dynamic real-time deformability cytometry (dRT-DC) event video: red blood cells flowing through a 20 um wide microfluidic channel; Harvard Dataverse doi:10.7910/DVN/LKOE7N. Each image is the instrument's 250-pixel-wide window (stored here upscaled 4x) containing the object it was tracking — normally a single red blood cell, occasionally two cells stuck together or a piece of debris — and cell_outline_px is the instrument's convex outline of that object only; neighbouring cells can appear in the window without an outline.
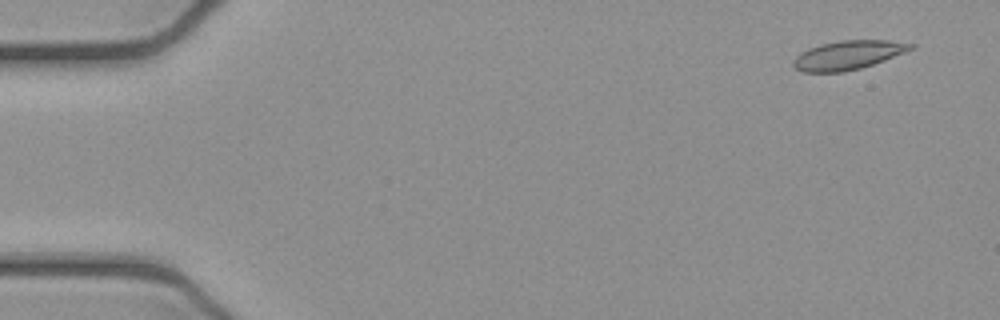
{"species": "common noctule bat (a hibernating species)", "species_latin": "Nyctalus noctula", "temperature_condition": "cold", "stored_images_in_passage": 52, "camera_frame_rate_fps": 3000, "um_per_image_px": 0.085, "animal": {"sex": "female", "body_mass_g": 21.9}, "frame": {"image": 1, "passage_image": 3, "time_ms": 0.667, "image_size_px": [1000, 320], "cell_outline_px": [[916, 48], [884, 60], [860, 68], [844, 72], [804, 72], [796, 68], [792, 64], [792, 60], [800, 52], [808, 48], [820, 44], [840, 40], [888, 40], [916, 44]], "centroid_in_image_um": [72.08, 4.67], "position_along_channel_um": 12.9, "area_um2": 19.88}}
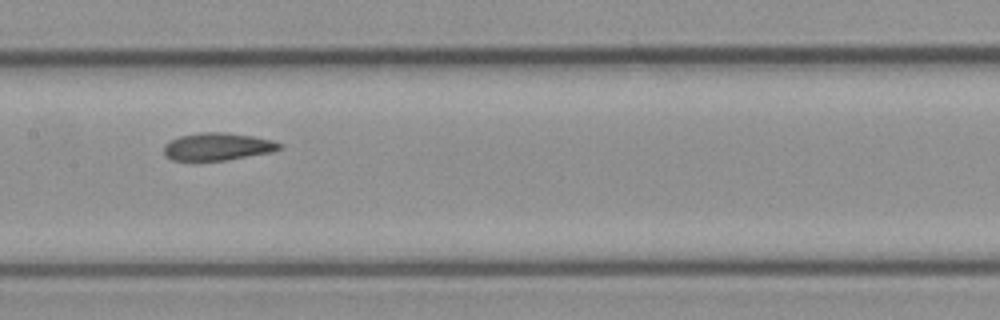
{"frame": {"image": 2, "passage_image": 26, "time_ms": 8.333, "image_size_px": [1000, 320], "cell_outline_px": [[284, 148], [272, 152], [228, 160], [192, 164], [172, 160], [164, 156], [164, 144], [168, 140], [180, 136], [200, 132], [224, 132], [252, 136], [272, 140], [284, 144]], "centroid_in_image_um": [18.44, 12.51], "position_along_channel_um": 189.0, "area_um2": 19.59}}
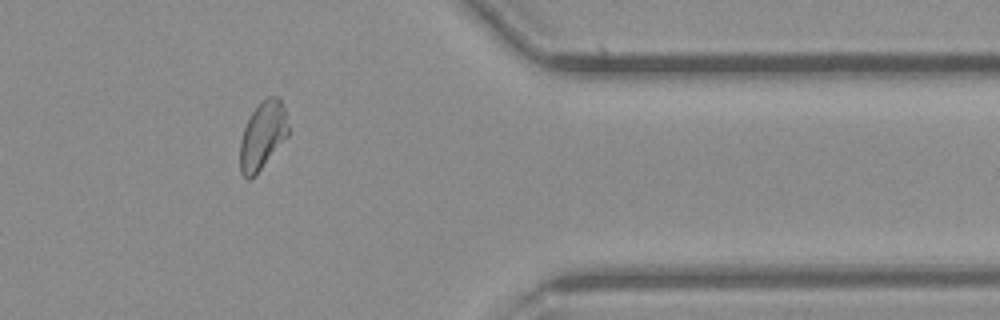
{"frame": {"image": 3, "passage_image": 43, "time_ms": 14.0, "image_size_px": [1000, 320], "cell_outline_px": [[288, 136], [256, 176], [248, 180], [240, 172], [240, 140], [244, 128], [252, 112], [268, 96], [280, 96], [284, 108], [288, 124]], "centroid_in_image_um": [22.33, 11.55], "position_along_channel_um": 389.1, "area_um2": 19.07}, "authors_computed_cell_mechanics": {"area_um2": 19.5364, "velocity_mm_per_s": 3.8951, "shape_relaxation_time_tau1_ms": 4.495, "shape_relaxation_time_tau2_ms": 1.604, "deformation_change_tau1": 0.1303, "deformation_change_tau2": 0.0751}}